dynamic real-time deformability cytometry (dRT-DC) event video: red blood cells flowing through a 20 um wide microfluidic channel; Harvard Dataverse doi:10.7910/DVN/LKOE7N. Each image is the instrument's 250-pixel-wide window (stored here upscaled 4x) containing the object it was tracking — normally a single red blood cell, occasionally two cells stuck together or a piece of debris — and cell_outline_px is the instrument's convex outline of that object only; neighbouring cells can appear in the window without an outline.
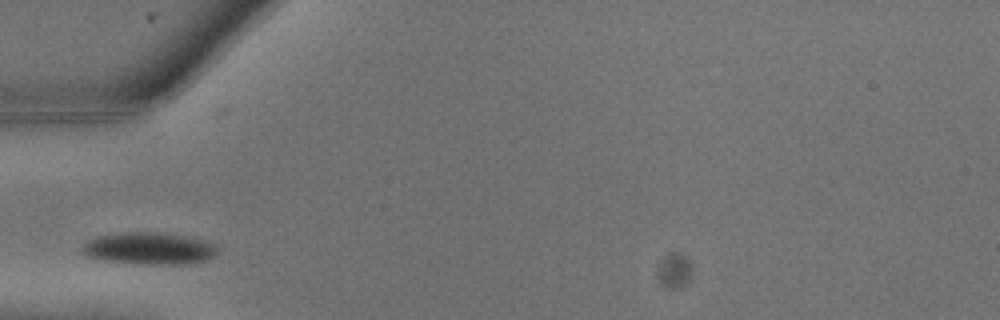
{"species": "common noctule bat (a hibernating species)", "species_latin": "Nyctalus noctula", "temperature_condition": "warm", "stored_images_in_passage": 3, "camera_frame_rate_fps": 3000, "um_per_image_px": 0.085, "animal": {"sex": "male", "body_mass_g": 13.3}, "frame": {"image": 1, "passage_image": 1, "time_ms": 0.0, "image_size_px": [1000, 320], "cell_outline_px": [[216, 256], [208, 260], [184, 264], [132, 264], [104, 260], [88, 256], [80, 252], [80, 248], [88, 240], [96, 236], [124, 232], [164, 232], [188, 236], [204, 240], [212, 244], [216, 248]], "centroid_in_image_um": [12.65, 21.11], "position_along_channel_um": 72.3, "area_um2": 25.61}}